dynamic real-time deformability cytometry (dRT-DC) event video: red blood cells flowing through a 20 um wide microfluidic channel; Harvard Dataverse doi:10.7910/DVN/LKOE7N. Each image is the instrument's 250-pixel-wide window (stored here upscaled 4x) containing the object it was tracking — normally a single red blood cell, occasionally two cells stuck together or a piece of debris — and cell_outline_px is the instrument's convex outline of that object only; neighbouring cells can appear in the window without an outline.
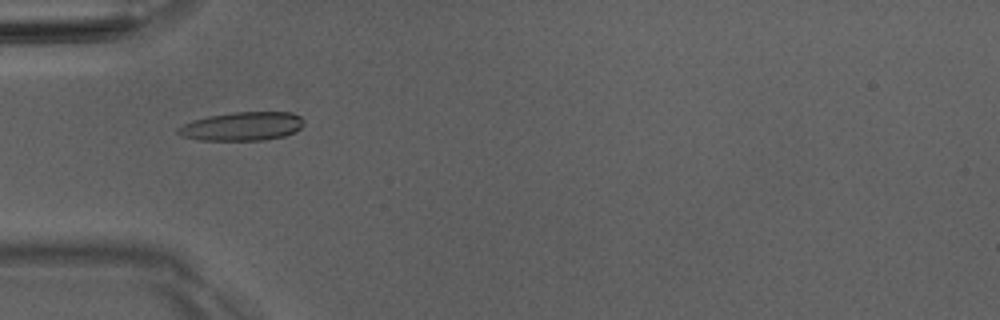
{"species": "Egyptian fruit bat (a non-hibernating species)", "species_latin": "Rousettus aegyptiacus", "temperature_condition": "room temperature", "stored_images_in_passage": 40, "camera_frame_rate_fps": 3000, "um_per_image_px": 0.085, "animal": {"sex": "male"}, "frame": {"image": 1, "passage_image": 6, "time_ms": 1.667, "image_size_px": [1000, 320], "cell_outline_px": [[304, 124], [300, 128], [284, 136], [264, 140], [200, 140], [180, 136], [176, 132], [176, 128], [192, 120], [208, 116], [232, 112], [292, 112], [300, 116], [304, 120]], "centroid_in_image_um": [20.56, 10.73], "position_along_channel_um": 64.4, "area_um2": 21.1}}
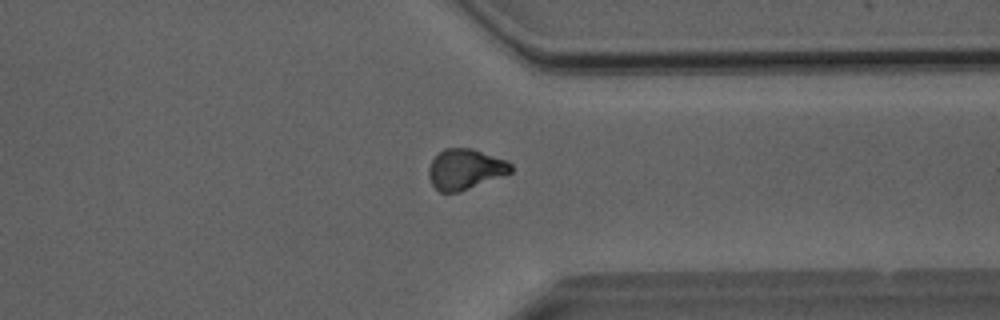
{"frame": {"image": 2, "passage_image": 29, "time_ms": 9.333, "image_size_px": [1000, 320], "cell_outline_px": [[512, 172], [460, 192], [440, 192], [432, 184], [428, 176], [428, 168], [432, 160], [444, 148], [472, 148], [508, 160], [512, 164]], "centroid_in_image_um": [39.55, 14.37], "position_along_channel_um": 371.8, "area_um2": 19.42}}
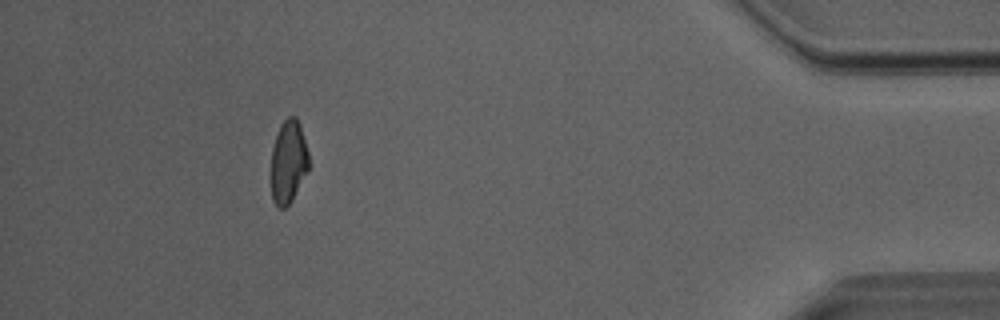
{"frame": {"image": 3, "passage_image": 36, "time_ms": 11.667, "image_size_px": [1000, 320], "cell_outline_px": [[308, 172], [292, 200], [284, 208], [280, 208], [272, 200], [272, 148], [280, 124], [288, 116], [296, 116], [300, 124], [308, 152]], "centroid_in_image_um": [24.52, 13.74], "position_along_channel_um": 410.7, "area_um2": 18.15}, "authors_computed_cell_mechanics": {"area_um2": 19.3919, "velocity_mm_per_s": 4.0461, "shape_relaxation_time_tau1_ms": null, "shape_relaxation_time_tau2_ms": 7.4575, "deformation_change_tau1": null, "deformation_change_tau2": 0.1423}}